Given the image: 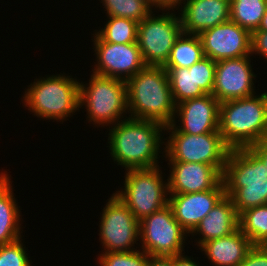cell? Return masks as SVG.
<instances>
[{
    "label": "cell",
    "instance_id": "9",
    "mask_svg": "<svg viewBox=\"0 0 267 266\" xmlns=\"http://www.w3.org/2000/svg\"><path fill=\"white\" fill-rule=\"evenodd\" d=\"M139 236L141 250L148 256H175L186 253L184 243L190 234L174 218L167 204L139 221Z\"/></svg>",
    "mask_w": 267,
    "mask_h": 266
},
{
    "label": "cell",
    "instance_id": "27",
    "mask_svg": "<svg viewBox=\"0 0 267 266\" xmlns=\"http://www.w3.org/2000/svg\"><path fill=\"white\" fill-rule=\"evenodd\" d=\"M106 16L129 18L141 22L155 9L149 0H101Z\"/></svg>",
    "mask_w": 267,
    "mask_h": 266
},
{
    "label": "cell",
    "instance_id": "22",
    "mask_svg": "<svg viewBox=\"0 0 267 266\" xmlns=\"http://www.w3.org/2000/svg\"><path fill=\"white\" fill-rule=\"evenodd\" d=\"M204 57L199 36L182 32L171 49L168 60L162 67L189 68Z\"/></svg>",
    "mask_w": 267,
    "mask_h": 266
},
{
    "label": "cell",
    "instance_id": "18",
    "mask_svg": "<svg viewBox=\"0 0 267 266\" xmlns=\"http://www.w3.org/2000/svg\"><path fill=\"white\" fill-rule=\"evenodd\" d=\"M182 4L178 11L184 33L199 35L230 19V0H184Z\"/></svg>",
    "mask_w": 267,
    "mask_h": 266
},
{
    "label": "cell",
    "instance_id": "7",
    "mask_svg": "<svg viewBox=\"0 0 267 266\" xmlns=\"http://www.w3.org/2000/svg\"><path fill=\"white\" fill-rule=\"evenodd\" d=\"M160 168L161 166L126 170L124 187L114 193L138 221L169 202L168 181L164 180Z\"/></svg>",
    "mask_w": 267,
    "mask_h": 266
},
{
    "label": "cell",
    "instance_id": "25",
    "mask_svg": "<svg viewBox=\"0 0 267 266\" xmlns=\"http://www.w3.org/2000/svg\"><path fill=\"white\" fill-rule=\"evenodd\" d=\"M238 223L253 245H263L267 241V204L241 212Z\"/></svg>",
    "mask_w": 267,
    "mask_h": 266
},
{
    "label": "cell",
    "instance_id": "11",
    "mask_svg": "<svg viewBox=\"0 0 267 266\" xmlns=\"http://www.w3.org/2000/svg\"><path fill=\"white\" fill-rule=\"evenodd\" d=\"M107 200L99 221L102 253L137 250L134 246L139 244V221L116 194Z\"/></svg>",
    "mask_w": 267,
    "mask_h": 266
},
{
    "label": "cell",
    "instance_id": "3",
    "mask_svg": "<svg viewBox=\"0 0 267 266\" xmlns=\"http://www.w3.org/2000/svg\"><path fill=\"white\" fill-rule=\"evenodd\" d=\"M222 181L238 215L267 204V167L249 147L230 150Z\"/></svg>",
    "mask_w": 267,
    "mask_h": 266
},
{
    "label": "cell",
    "instance_id": "29",
    "mask_svg": "<svg viewBox=\"0 0 267 266\" xmlns=\"http://www.w3.org/2000/svg\"><path fill=\"white\" fill-rule=\"evenodd\" d=\"M22 238L0 245V266H33Z\"/></svg>",
    "mask_w": 267,
    "mask_h": 266
},
{
    "label": "cell",
    "instance_id": "24",
    "mask_svg": "<svg viewBox=\"0 0 267 266\" xmlns=\"http://www.w3.org/2000/svg\"><path fill=\"white\" fill-rule=\"evenodd\" d=\"M267 0H230V20L250 33L260 26Z\"/></svg>",
    "mask_w": 267,
    "mask_h": 266
},
{
    "label": "cell",
    "instance_id": "23",
    "mask_svg": "<svg viewBox=\"0 0 267 266\" xmlns=\"http://www.w3.org/2000/svg\"><path fill=\"white\" fill-rule=\"evenodd\" d=\"M169 77L172 97L175 104L206 95L200 86H196L195 63L187 68H164Z\"/></svg>",
    "mask_w": 267,
    "mask_h": 266
},
{
    "label": "cell",
    "instance_id": "28",
    "mask_svg": "<svg viewBox=\"0 0 267 266\" xmlns=\"http://www.w3.org/2000/svg\"><path fill=\"white\" fill-rule=\"evenodd\" d=\"M140 250V251H139ZM149 256L141 249L129 252L101 253L97 257L99 266H148Z\"/></svg>",
    "mask_w": 267,
    "mask_h": 266
},
{
    "label": "cell",
    "instance_id": "37",
    "mask_svg": "<svg viewBox=\"0 0 267 266\" xmlns=\"http://www.w3.org/2000/svg\"><path fill=\"white\" fill-rule=\"evenodd\" d=\"M257 30L267 31V9H266V11H265L264 16L262 17L260 26L258 27Z\"/></svg>",
    "mask_w": 267,
    "mask_h": 266
},
{
    "label": "cell",
    "instance_id": "6",
    "mask_svg": "<svg viewBox=\"0 0 267 266\" xmlns=\"http://www.w3.org/2000/svg\"><path fill=\"white\" fill-rule=\"evenodd\" d=\"M90 77L89 83H79V106H85L86 121L95 127H110L128 118L126 81L94 73Z\"/></svg>",
    "mask_w": 267,
    "mask_h": 266
},
{
    "label": "cell",
    "instance_id": "14",
    "mask_svg": "<svg viewBox=\"0 0 267 266\" xmlns=\"http://www.w3.org/2000/svg\"><path fill=\"white\" fill-rule=\"evenodd\" d=\"M198 36L204 56L213 61L251 56V33L230 19Z\"/></svg>",
    "mask_w": 267,
    "mask_h": 266
},
{
    "label": "cell",
    "instance_id": "20",
    "mask_svg": "<svg viewBox=\"0 0 267 266\" xmlns=\"http://www.w3.org/2000/svg\"><path fill=\"white\" fill-rule=\"evenodd\" d=\"M254 245L238 228L232 234L205 242L200 248L213 266H239Z\"/></svg>",
    "mask_w": 267,
    "mask_h": 266
},
{
    "label": "cell",
    "instance_id": "30",
    "mask_svg": "<svg viewBox=\"0 0 267 266\" xmlns=\"http://www.w3.org/2000/svg\"><path fill=\"white\" fill-rule=\"evenodd\" d=\"M216 61L204 57L195 63L196 86H200L206 94H212L215 78Z\"/></svg>",
    "mask_w": 267,
    "mask_h": 266
},
{
    "label": "cell",
    "instance_id": "10",
    "mask_svg": "<svg viewBox=\"0 0 267 266\" xmlns=\"http://www.w3.org/2000/svg\"><path fill=\"white\" fill-rule=\"evenodd\" d=\"M161 11L157 16L152 12L138 24L137 44L146 65L163 66L183 32L179 12L176 16L173 11Z\"/></svg>",
    "mask_w": 267,
    "mask_h": 266
},
{
    "label": "cell",
    "instance_id": "15",
    "mask_svg": "<svg viewBox=\"0 0 267 266\" xmlns=\"http://www.w3.org/2000/svg\"><path fill=\"white\" fill-rule=\"evenodd\" d=\"M219 105L220 102L212 94L176 104L171 126L178 132L191 135L219 132Z\"/></svg>",
    "mask_w": 267,
    "mask_h": 266
},
{
    "label": "cell",
    "instance_id": "1",
    "mask_svg": "<svg viewBox=\"0 0 267 266\" xmlns=\"http://www.w3.org/2000/svg\"><path fill=\"white\" fill-rule=\"evenodd\" d=\"M108 130L107 147L117 166L125 168V171L160 166L159 154L162 150L164 152V148H160L165 144L163 131L166 132L162 124L128 117Z\"/></svg>",
    "mask_w": 267,
    "mask_h": 266
},
{
    "label": "cell",
    "instance_id": "12",
    "mask_svg": "<svg viewBox=\"0 0 267 266\" xmlns=\"http://www.w3.org/2000/svg\"><path fill=\"white\" fill-rule=\"evenodd\" d=\"M92 35L96 62L90 72L127 81L146 66L137 43H109Z\"/></svg>",
    "mask_w": 267,
    "mask_h": 266
},
{
    "label": "cell",
    "instance_id": "17",
    "mask_svg": "<svg viewBox=\"0 0 267 266\" xmlns=\"http://www.w3.org/2000/svg\"><path fill=\"white\" fill-rule=\"evenodd\" d=\"M170 165V166H169ZM169 194L196 193L213 189L222 174L213 166L197 162H168Z\"/></svg>",
    "mask_w": 267,
    "mask_h": 266
},
{
    "label": "cell",
    "instance_id": "31",
    "mask_svg": "<svg viewBox=\"0 0 267 266\" xmlns=\"http://www.w3.org/2000/svg\"><path fill=\"white\" fill-rule=\"evenodd\" d=\"M254 54L267 61V31L256 30L251 33V56Z\"/></svg>",
    "mask_w": 267,
    "mask_h": 266
},
{
    "label": "cell",
    "instance_id": "21",
    "mask_svg": "<svg viewBox=\"0 0 267 266\" xmlns=\"http://www.w3.org/2000/svg\"><path fill=\"white\" fill-rule=\"evenodd\" d=\"M8 172H0V245L20 239L22 233L21 210L14 197ZM17 202V203H16Z\"/></svg>",
    "mask_w": 267,
    "mask_h": 266
},
{
    "label": "cell",
    "instance_id": "16",
    "mask_svg": "<svg viewBox=\"0 0 267 266\" xmlns=\"http://www.w3.org/2000/svg\"><path fill=\"white\" fill-rule=\"evenodd\" d=\"M224 195L225 187L221 180L211 190L187 194H169L168 204L173 210L174 218L188 234H191Z\"/></svg>",
    "mask_w": 267,
    "mask_h": 266
},
{
    "label": "cell",
    "instance_id": "36",
    "mask_svg": "<svg viewBox=\"0 0 267 266\" xmlns=\"http://www.w3.org/2000/svg\"><path fill=\"white\" fill-rule=\"evenodd\" d=\"M193 257L180 254L174 256V266H201Z\"/></svg>",
    "mask_w": 267,
    "mask_h": 266
},
{
    "label": "cell",
    "instance_id": "4",
    "mask_svg": "<svg viewBox=\"0 0 267 266\" xmlns=\"http://www.w3.org/2000/svg\"><path fill=\"white\" fill-rule=\"evenodd\" d=\"M218 130L231 149L259 142L267 134V92L220 103Z\"/></svg>",
    "mask_w": 267,
    "mask_h": 266
},
{
    "label": "cell",
    "instance_id": "19",
    "mask_svg": "<svg viewBox=\"0 0 267 266\" xmlns=\"http://www.w3.org/2000/svg\"><path fill=\"white\" fill-rule=\"evenodd\" d=\"M239 215L229 196L224 195L217 204L207 213L191 236L199 234L195 244L201 247L205 242L225 237L239 228ZM195 234V235H194Z\"/></svg>",
    "mask_w": 267,
    "mask_h": 266
},
{
    "label": "cell",
    "instance_id": "35",
    "mask_svg": "<svg viewBox=\"0 0 267 266\" xmlns=\"http://www.w3.org/2000/svg\"><path fill=\"white\" fill-rule=\"evenodd\" d=\"M148 266H174V256H149Z\"/></svg>",
    "mask_w": 267,
    "mask_h": 266
},
{
    "label": "cell",
    "instance_id": "5",
    "mask_svg": "<svg viewBox=\"0 0 267 266\" xmlns=\"http://www.w3.org/2000/svg\"><path fill=\"white\" fill-rule=\"evenodd\" d=\"M60 74L36 78L27 86L21 101L37 118L62 121L63 124L64 120H69L67 117L80 110V81L65 73Z\"/></svg>",
    "mask_w": 267,
    "mask_h": 266
},
{
    "label": "cell",
    "instance_id": "34",
    "mask_svg": "<svg viewBox=\"0 0 267 266\" xmlns=\"http://www.w3.org/2000/svg\"><path fill=\"white\" fill-rule=\"evenodd\" d=\"M249 148L266 164L267 167V134Z\"/></svg>",
    "mask_w": 267,
    "mask_h": 266
},
{
    "label": "cell",
    "instance_id": "13",
    "mask_svg": "<svg viewBox=\"0 0 267 266\" xmlns=\"http://www.w3.org/2000/svg\"><path fill=\"white\" fill-rule=\"evenodd\" d=\"M250 57L252 56L216 61L212 95L220 103L256 94V74L253 72Z\"/></svg>",
    "mask_w": 267,
    "mask_h": 266
},
{
    "label": "cell",
    "instance_id": "8",
    "mask_svg": "<svg viewBox=\"0 0 267 266\" xmlns=\"http://www.w3.org/2000/svg\"><path fill=\"white\" fill-rule=\"evenodd\" d=\"M165 139L164 156L169 162H197L213 165L223 174L231 148L224 142L220 132L191 135L176 131L171 125ZM171 132V133H170ZM167 140V141H166Z\"/></svg>",
    "mask_w": 267,
    "mask_h": 266
},
{
    "label": "cell",
    "instance_id": "32",
    "mask_svg": "<svg viewBox=\"0 0 267 266\" xmlns=\"http://www.w3.org/2000/svg\"><path fill=\"white\" fill-rule=\"evenodd\" d=\"M239 266H267V251L262 245H254Z\"/></svg>",
    "mask_w": 267,
    "mask_h": 266
},
{
    "label": "cell",
    "instance_id": "26",
    "mask_svg": "<svg viewBox=\"0 0 267 266\" xmlns=\"http://www.w3.org/2000/svg\"><path fill=\"white\" fill-rule=\"evenodd\" d=\"M104 28L95 33L105 42L115 44L137 43L138 22L129 18L107 16Z\"/></svg>",
    "mask_w": 267,
    "mask_h": 266
},
{
    "label": "cell",
    "instance_id": "33",
    "mask_svg": "<svg viewBox=\"0 0 267 266\" xmlns=\"http://www.w3.org/2000/svg\"><path fill=\"white\" fill-rule=\"evenodd\" d=\"M153 9L159 10H178L184 0H149Z\"/></svg>",
    "mask_w": 267,
    "mask_h": 266
},
{
    "label": "cell",
    "instance_id": "38",
    "mask_svg": "<svg viewBox=\"0 0 267 266\" xmlns=\"http://www.w3.org/2000/svg\"><path fill=\"white\" fill-rule=\"evenodd\" d=\"M264 249L267 251V241L262 245Z\"/></svg>",
    "mask_w": 267,
    "mask_h": 266
},
{
    "label": "cell",
    "instance_id": "2",
    "mask_svg": "<svg viewBox=\"0 0 267 266\" xmlns=\"http://www.w3.org/2000/svg\"><path fill=\"white\" fill-rule=\"evenodd\" d=\"M129 117L171 125L176 104L162 66L146 65L126 81Z\"/></svg>",
    "mask_w": 267,
    "mask_h": 266
}]
</instances>
